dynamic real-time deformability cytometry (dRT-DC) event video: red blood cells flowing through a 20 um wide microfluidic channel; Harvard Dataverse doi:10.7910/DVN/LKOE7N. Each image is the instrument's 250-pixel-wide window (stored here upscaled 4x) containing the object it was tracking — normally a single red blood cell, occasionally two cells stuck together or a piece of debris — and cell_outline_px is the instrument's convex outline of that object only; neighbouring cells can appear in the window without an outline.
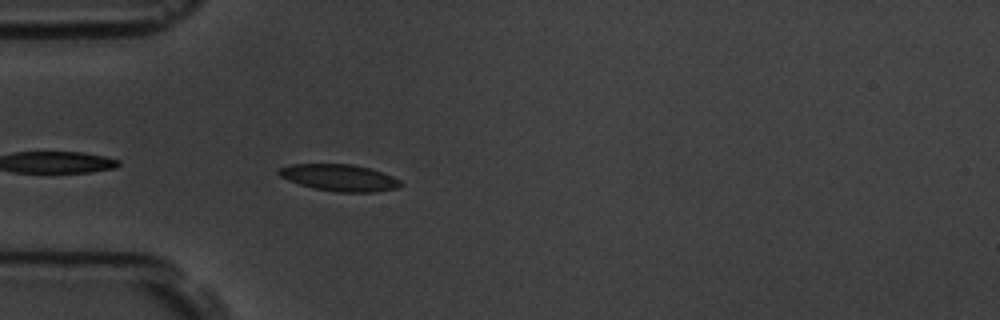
{"species": "common noctule bat (a hibernating species)", "species_latin": "Nyctalus noctula", "temperature_condition": "room temperature", "stored_images_in_passage": 5, "camera_frame_rate_fps": 3000, "um_per_image_px": 0.085, "animal": {"sex": "male", "body_mass_g": 19.5, "forearm_length_mm": 54.6}, "frame": {"image": 1, "passage_image": 5, "time_ms": 4.667, "image_size_px": [1000, 320], "cell_outline_px": [[404, 184], [400, 188], [376, 192], [340, 192], [316, 188], [300, 184], [288, 180], [280, 176], [276, 172], [280, 168], [292, 164], [352, 164], [368, 168], [392, 176], [400, 180]], "centroid_in_image_um": [28.89, 15.1], "position_along_channel_um": 56.1, "area_um2": 18.84}}